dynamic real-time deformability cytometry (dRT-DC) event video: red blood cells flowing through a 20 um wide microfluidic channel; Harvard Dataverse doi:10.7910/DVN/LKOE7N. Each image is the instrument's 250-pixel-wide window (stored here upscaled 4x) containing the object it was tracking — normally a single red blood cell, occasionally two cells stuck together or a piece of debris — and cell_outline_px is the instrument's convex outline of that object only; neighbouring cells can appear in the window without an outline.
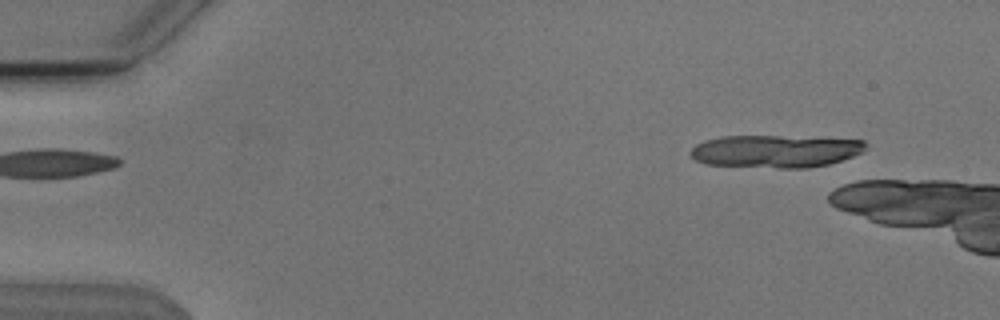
{"species": "Egyptian fruit bat (a non-hibernating species)", "species_latin": "Rousettus aegyptiacus", "temperature_condition": "cold", "stored_images_in_passage": 4, "camera_frame_rate_fps": 3000, "um_per_image_px": 0.085, "animal": {"sex": "male"}, "frame": {"image": 1, "passage_image": 1, "time_ms": 0.0, "image_size_px": [1000, 320], "cell_outline_px": [[864, 148], [860, 152], [852, 156], [828, 164], [808, 168], [780, 168], [704, 164], [696, 160], [688, 152], [696, 144], [704, 140], [720, 136], [780, 136], [864, 140]], "centroid_in_image_um": [65.83, 12.85], "position_along_channel_um": 19.2, "area_um2": 33.06}}